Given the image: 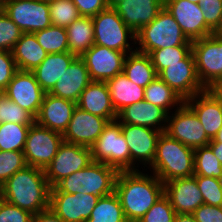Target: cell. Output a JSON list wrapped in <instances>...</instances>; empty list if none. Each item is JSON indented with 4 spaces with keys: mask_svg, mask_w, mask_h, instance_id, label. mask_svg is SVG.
<instances>
[{
    "mask_svg": "<svg viewBox=\"0 0 222 222\" xmlns=\"http://www.w3.org/2000/svg\"><path fill=\"white\" fill-rule=\"evenodd\" d=\"M128 222H137L164 194V183L139 170L118 172L115 190Z\"/></svg>",
    "mask_w": 222,
    "mask_h": 222,
    "instance_id": "6da1fadb",
    "label": "cell"
},
{
    "mask_svg": "<svg viewBox=\"0 0 222 222\" xmlns=\"http://www.w3.org/2000/svg\"><path fill=\"white\" fill-rule=\"evenodd\" d=\"M6 202L32 214L49 209L50 189L44 169L26 166L3 185Z\"/></svg>",
    "mask_w": 222,
    "mask_h": 222,
    "instance_id": "7a4b0ae2",
    "label": "cell"
},
{
    "mask_svg": "<svg viewBox=\"0 0 222 222\" xmlns=\"http://www.w3.org/2000/svg\"><path fill=\"white\" fill-rule=\"evenodd\" d=\"M163 183L194 175V149L162 132L157 141L155 158L150 166Z\"/></svg>",
    "mask_w": 222,
    "mask_h": 222,
    "instance_id": "3957f363",
    "label": "cell"
},
{
    "mask_svg": "<svg viewBox=\"0 0 222 222\" xmlns=\"http://www.w3.org/2000/svg\"><path fill=\"white\" fill-rule=\"evenodd\" d=\"M117 175L115 168L92 161L87 167L60 180L55 187L68 194L85 192L102 197L114 192Z\"/></svg>",
    "mask_w": 222,
    "mask_h": 222,
    "instance_id": "277c9868",
    "label": "cell"
},
{
    "mask_svg": "<svg viewBox=\"0 0 222 222\" xmlns=\"http://www.w3.org/2000/svg\"><path fill=\"white\" fill-rule=\"evenodd\" d=\"M136 43L140 47L135 49L145 54H150L153 50L160 48L192 45L165 7L151 23L136 32Z\"/></svg>",
    "mask_w": 222,
    "mask_h": 222,
    "instance_id": "5b68a950",
    "label": "cell"
},
{
    "mask_svg": "<svg viewBox=\"0 0 222 222\" xmlns=\"http://www.w3.org/2000/svg\"><path fill=\"white\" fill-rule=\"evenodd\" d=\"M90 148L94 162L104 163L118 172L131 171L130 150L117 119L108 122Z\"/></svg>",
    "mask_w": 222,
    "mask_h": 222,
    "instance_id": "8992f818",
    "label": "cell"
},
{
    "mask_svg": "<svg viewBox=\"0 0 222 222\" xmlns=\"http://www.w3.org/2000/svg\"><path fill=\"white\" fill-rule=\"evenodd\" d=\"M94 27V44L109 49L132 53L136 49L130 47L128 40L136 44V33L129 28L114 8H106L92 17Z\"/></svg>",
    "mask_w": 222,
    "mask_h": 222,
    "instance_id": "52a82bcc",
    "label": "cell"
},
{
    "mask_svg": "<svg viewBox=\"0 0 222 222\" xmlns=\"http://www.w3.org/2000/svg\"><path fill=\"white\" fill-rule=\"evenodd\" d=\"M199 81L208 89L222 82V36L219 33L192 41Z\"/></svg>",
    "mask_w": 222,
    "mask_h": 222,
    "instance_id": "ba28073f",
    "label": "cell"
},
{
    "mask_svg": "<svg viewBox=\"0 0 222 222\" xmlns=\"http://www.w3.org/2000/svg\"><path fill=\"white\" fill-rule=\"evenodd\" d=\"M63 141L62 133L40 126L36 122L32 124L23 149L27 166L45 169Z\"/></svg>",
    "mask_w": 222,
    "mask_h": 222,
    "instance_id": "9c48e42d",
    "label": "cell"
},
{
    "mask_svg": "<svg viewBox=\"0 0 222 222\" xmlns=\"http://www.w3.org/2000/svg\"><path fill=\"white\" fill-rule=\"evenodd\" d=\"M1 9L23 33H35L51 25L49 2L43 0H5Z\"/></svg>",
    "mask_w": 222,
    "mask_h": 222,
    "instance_id": "30bf717a",
    "label": "cell"
},
{
    "mask_svg": "<svg viewBox=\"0 0 222 222\" xmlns=\"http://www.w3.org/2000/svg\"><path fill=\"white\" fill-rule=\"evenodd\" d=\"M91 148L63 141L51 163L44 169L50 187L92 162Z\"/></svg>",
    "mask_w": 222,
    "mask_h": 222,
    "instance_id": "8fae6325",
    "label": "cell"
},
{
    "mask_svg": "<svg viewBox=\"0 0 222 222\" xmlns=\"http://www.w3.org/2000/svg\"><path fill=\"white\" fill-rule=\"evenodd\" d=\"M165 133L192 149L207 146L211 141L196 114L185 103L168 115Z\"/></svg>",
    "mask_w": 222,
    "mask_h": 222,
    "instance_id": "7c38bea8",
    "label": "cell"
},
{
    "mask_svg": "<svg viewBox=\"0 0 222 222\" xmlns=\"http://www.w3.org/2000/svg\"><path fill=\"white\" fill-rule=\"evenodd\" d=\"M100 196L88 193L68 194L55 186L50 189L49 208L64 222H84L89 219Z\"/></svg>",
    "mask_w": 222,
    "mask_h": 222,
    "instance_id": "4fadbf2b",
    "label": "cell"
},
{
    "mask_svg": "<svg viewBox=\"0 0 222 222\" xmlns=\"http://www.w3.org/2000/svg\"><path fill=\"white\" fill-rule=\"evenodd\" d=\"M158 77L184 101L206 90L199 81L192 51L180 63L171 64L163 69Z\"/></svg>",
    "mask_w": 222,
    "mask_h": 222,
    "instance_id": "5bb4252c",
    "label": "cell"
},
{
    "mask_svg": "<svg viewBox=\"0 0 222 222\" xmlns=\"http://www.w3.org/2000/svg\"><path fill=\"white\" fill-rule=\"evenodd\" d=\"M2 94L36 118L43 102L45 91L36 81L32 71L17 70Z\"/></svg>",
    "mask_w": 222,
    "mask_h": 222,
    "instance_id": "9a60e30c",
    "label": "cell"
},
{
    "mask_svg": "<svg viewBox=\"0 0 222 222\" xmlns=\"http://www.w3.org/2000/svg\"><path fill=\"white\" fill-rule=\"evenodd\" d=\"M122 134L128 144L131 155V171L138 170L135 162H141L144 167L152 165L155 158L157 141L162 131L146 126L120 123Z\"/></svg>",
    "mask_w": 222,
    "mask_h": 222,
    "instance_id": "2e32d148",
    "label": "cell"
},
{
    "mask_svg": "<svg viewBox=\"0 0 222 222\" xmlns=\"http://www.w3.org/2000/svg\"><path fill=\"white\" fill-rule=\"evenodd\" d=\"M164 7L174 17L189 41H195L215 32L205 23L200 4L188 0H164Z\"/></svg>",
    "mask_w": 222,
    "mask_h": 222,
    "instance_id": "e0dca14e",
    "label": "cell"
},
{
    "mask_svg": "<svg viewBox=\"0 0 222 222\" xmlns=\"http://www.w3.org/2000/svg\"><path fill=\"white\" fill-rule=\"evenodd\" d=\"M127 54L94 44L80 58L85 62L92 81L106 82L123 72Z\"/></svg>",
    "mask_w": 222,
    "mask_h": 222,
    "instance_id": "ac0fdd59",
    "label": "cell"
},
{
    "mask_svg": "<svg viewBox=\"0 0 222 222\" xmlns=\"http://www.w3.org/2000/svg\"><path fill=\"white\" fill-rule=\"evenodd\" d=\"M108 120L75 107L67 129L62 134L65 142L91 147L102 134Z\"/></svg>",
    "mask_w": 222,
    "mask_h": 222,
    "instance_id": "d6986e66",
    "label": "cell"
},
{
    "mask_svg": "<svg viewBox=\"0 0 222 222\" xmlns=\"http://www.w3.org/2000/svg\"><path fill=\"white\" fill-rule=\"evenodd\" d=\"M164 194L176 214H192L204 200L194 176L172 179L164 183Z\"/></svg>",
    "mask_w": 222,
    "mask_h": 222,
    "instance_id": "ffe728a7",
    "label": "cell"
},
{
    "mask_svg": "<svg viewBox=\"0 0 222 222\" xmlns=\"http://www.w3.org/2000/svg\"><path fill=\"white\" fill-rule=\"evenodd\" d=\"M76 106L73 101L45 93L35 122L40 126L63 134Z\"/></svg>",
    "mask_w": 222,
    "mask_h": 222,
    "instance_id": "44dd1931",
    "label": "cell"
},
{
    "mask_svg": "<svg viewBox=\"0 0 222 222\" xmlns=\"http://www.w3.org/2000/svg\"><path fill=\"white\" fill-rule=\"evenodd\" d=\"M184 103L196 114L206 135L212 140L222 128V107L217 98L206 89Z\"/></svg>",
    "mask_w": 222,
    "mask_h": 222,
    "instance_id": "7402d4cb",
    "label": "cell"
},
{
    "mask_svg": "<svg viewBox=\"0 0 222 222\" xmlns=\"http://www.w3.org/2000/svg\"><path fill=\"white\" fill-rule=\"evenodd\" d=\"M168 115L169 113L166 110L143 100L120 110L117 113V120L122 124L146 126L165 132Z\"/></svg>",
    "mask_w": 222,
    "mask_h": 222,
    "instance_id": "603a6c76",
    "label": "cell"
},
{
    "mask_svg": "<svg viewBox=\"0 0 222 222\" xmlns=\"http://www.w3.org/2000/svg\"><path fill=\"white\" fill-rule=\"evenodd\" d=\"M164 8V0H124L114 9L135 33L151 23Z\"/></svg>",
    "mask_w": 222,
    "mask_h": 222,
    "instance_id": "cb8c5ba5",
    "label": "cell"
},
{
    "mask_svg": "<svg viewBox=\"0 0 222 222\" xmlns=\"http://www.w3.org/2000/svg\"><path fill=\"white\" fill-rule=\"evenodd\" d=\"M91 82L85 62L77 57L49 93L77 103L81 93Z\"/></svg>",
    "mask_w": 222,
    "mask_h": 222,
    "instance_id": "d4e9b609",
    "label": "cell"
},
{
    "mask_svg": "<svg viewBox=\"0 0 222 222\" xmlns=\"http://www.w3.org/2000/svg\"><path fill=\"white\" fill-rule=\"evenodd\" d=\"M76 105L109 122L117 119L106 82L92 81L81 93Z\"/></svg>",
    "mask_w": 222,
    "mask_h": 222,
    "instance_id": "484cf974",
    "label": "cell"
},
{
    "mask_svg": "<svg viewBox=\"0 0 222 222\" xmlns=\"http://www.w3.org/2000/svg\"><path fill=\"white\" fill-rule=\"evenodd\" d=\"M77 58L70 52L47 54L46 58L32 72L40 87L49 93L70 64Z\"/></svg>",
    "mask_w": 222,
    "mask_h": 222,
    "instance_id": "4316f807",
    "label": "cell"
},
{
    "mask_svg": "<svg viewBox=\"0 0 222 222\" xmlns=\"http://www.w3.org/2000/svg\"><path fill=\"white\" fill-rule=\"evenodd\" d=\"M106 84L116 113L128 105L144 100L145 88L130 81L123 72L107 80Z\"/></svg>",
    "mask_w": 222,
    "mask_h": 222,
    "instance_id": "83f0119b",
    "label": "cell"
},
{
    "mask_svg": "<svg viewBox=\"0 0 222 222\" xmlns=\"http://www.w3.org/2000/svg\"><path fill=\"white\" fill-rule=\"evenodd\" d=\"M11 53L17 70L22 71H33L47 56L34 33H23Z\"/></svg>",
    "mask_w": 222,
    "mask_h": 222,
    "instance_id": "f1b7e54d",
    "label": "cell"
},
{
    "mask_svg": "<svg viewBox=\"0 0 222 222\" xmlns=\"http://www.w3.org/2000/svg\"><path fill=\"white\" fill-rule=\"evenodd\" d=\"M123 73L130 81L143 88L158 77L149 54L137 50L127 54Z\"/></svg>",
    "mask_w": 222,
    "mask_h": 222,
    "instance_id": "f546056e",
    "label": "cell"
},
{
    "mask_svg": "<svg viewBox=\"0 0 222 222\" xmlns=\"http://www.w3.org/2000/svg\"><path fill=\"white\" fill-rule=\"evenodd\" d=\"M69 52L81 57L94 45L92 17L80 16L66 27Z\"/></svg>",
    "mask_w": 222,
    "mask_h": 222,
    "instance_id": "4dcf8cb0",
    "label": "cell"
},
{
    "mask_svg": "<svg viewBox=\"0 0 222 222\" xmlns=\"http://www.w3.org/2000/svg\"><path fill=\"white\" fill-rule=\"evenodd\" d=\"M144 100L161 107L168 113L173 107L179 108L184 103V100L159 77L145 87Z\"/></svg>",
    "mask_w": 222,
    "mask_h": 222,
    "instance_id": "1f68e13d",
    "label": "cell"
},
{
    "mask_svg": "<svg viewBox=\"0 0 222 222\" xmlns=\"http://www.w3.org/2000/svg\"><path fill=\"white\" fill-rule=\"evenodd\" d=\"M84 222H128L115 192L99 198L89 219Z\"/></svg>",
    "mask_w": 222,
    "mask_h": 222,
    "instance_id": "d6a6232c",
    "label": "cell"
},
{
    "mask_svg": "<svg viewBox=\"0 0 222 222\" xmlns=\"http://www.w3.org/2000/svg\"><path fill=\"white\" fill-rule=\"evenodd\" d=\"M34 34L37 42L47 54L69 52L66 28L51 24Z\"/></svg>",
    "mask_w": 222,
    "mask_h": 222,
    "instance_id": "836d02e7",
    "label": "cell"
},
{
    "mask_svg": "<svg viewBox=\"0 0 222 222\" xmlns=\"http://www.w3.org/2000/svg\"><path fill=\"white\" fill-rule=\"evenodd\" d=\"M30 126L3 122L0 125V151H23Z\"/></svg>",
    "mask_w": 222,
    "mask_h": 222,
    "instance_id": "e575fe53",
    "label": "cell"
},
{
    "mask_svg": "<svg viewBox=\"0 0 222 222\" xmlns=\"http://www.w3.org/2000/svg\"><path fill=\"white\" fill-rule=\"evenodd\" d=\"M222 164L207 146L194 149V175L219 178Z\"/></svg>",
    "mask_w": 222,
    "mask_h": 222,
    "instance_id": "d590c367",
    "label": "cell"
},
{
    "mask_svg": "<svg viewBox=\"0 0 222 222\" xmlns=\"http://www.w3.org/2000/svg\"><path fill=\"white\" fill-rule=\"evenodd\" d=\"M191 51L192 45H181L153 50L149 56L157 74H159L171 64L180 63Z\"/></svg>",
    "mask_w": 222,
    "mask_h": 222,
    "instance_id": "8d00e7d4",
    "label": "cell"
},
{
    "mask_svg": "<svg viewBox=\"0 0 222 222\" xmlns=\"http://www.w3.org/2000/svg\"><path fill=\"white\" fill-rule=\"evenodd\" d=\"M49 13L51 24L63 28H66L80 17L78 9L71 0L49 2Z\"/></svg>",
    "mask_w": 222,
    "mask_h": 222,
    "instance_id": "74e56055",
    "label": "cell"
},
{
    "mask_svg": "<svg viewBox=\"0 0 222 222\" xmlns=\"http://www.w3.org/2000/svg\"><path fill=\"white\" fill-rule=\"evenodd\" d=\"M0 118L2 123L8 122L23 125H32L35 123V117L30 112L21 108L2 93H0Z\"/></svg>",
    "mask_w": 222,
    "mask_h": 222,
    "instance_id": "f35d334b",
    "label": "cell"
},
{
    "mask_svg": "<svg viewBox=\"0 0 222 222\" xmlns=\"http://www.w3.org/2000/svg\"><path fill=\"white\" fill-rule=\"evenodd\" d=\"M26 166L23 151H0V185Z\"/></svg>",
    "mask_w": 222,
    "mask_h": 222,
    "instance_id": "ab89813d",
    "label": "cell"
},
{
    "mask_svg": "<svg viewBox=\"0 0 222 222\" xmlns=\"http://www.w3.org/2000/svg\"><path fill=\"white\" fill-rule=\"evenodd\" d=\"M23 31L0 9V50L11 52Z\"/></svg>",
    "mask_w": 222,
    "mask_h": 222,
    "instance_id": "60d3db41",
    "label": "cell"
},
{
    "mask_svg": "<svg viewBox=\"0 0 222 222\" xmlns=\"http://www.w3.org/2000/svg\"><path fill=\"white\" fill-rule=\"evenodd\" d=\"M175 216L169 198L163 194L137 222H174Z\"/></svg>",
    "mask_w": 222,
    "mask_h": 222,
    "instance_id": "b9f144b4",
    "label": "cell"
},
{
    "mask_svg": "<svg viewBox=\"0 0 222 222\" xmlns=\"http://www.w3.org/2000/svg\"><path fill=\"white\" fill-rule=\"evenodd\" d=\"M205 204L222 206V188L218 178L193 175Z\"/></svg>",
    "mask_w": 222,
    "mask_h": 222,
    "instance_id": "7bdbcfd3",
    "label": "cell"
},
{
    "mask_svg": "<svg viewBox=\"0 0 222 222\" xmlns=\"http://www.w3.org/2000/svg\"><path fill=\"white\" fill-rule=\"evenodd\" d=\"M200 7L205 23L218 33L222 29V0H201Z\"/></svg>",
    "mask_w": 222,
    "mask_h": 222,
    "instance_id": "ee69618b",
    "label": "cell"
},
{
    "mask_svg": "<svg viewBox=\"0 0 222 222\" xmlns=\"http://www.w3.org/2000/svg\"><path fill=\"white\" fill-rule=\"evenodd\" d=\"M17 67L11 52L0 50V93H2L12 80Z\"/></svg>",
    "mask_w": 222,
    "mask_h": 222,
    "instance_id": "f6af8a7d",
    "label": "cell"
},
{
    "mask_svg": "<svg viewBox=\"0 0 222 222\" xmlns=\"http://www.w3.org/2000/svg\"><path fill=\"white\" fill-rule=\"evenodd\" d=\"M32 217L31 212L6 201L0 208V222H32Z\"/></svg>",
    "mask_w": 222,
    "mask_h": 222,
    "instance_id": "bcb514c9",
    "label": "cell"
},
{
    "mask_svg": "<svg viewBox=\"0 0 222 222\" xmlns=\"http://www.w3.org/2000/svg\"><path fill=\"white\" fill-rule=\"evenodd\" d=\"M80 16L94 17L99 12L108 8L106 0H71Z\"/></svg>",
    "mask_w": 222,
    "mask_h": 222,
    "instance_id": "7dc6e473",
    "label": "cell"
},
{
    "mask_svg": "<svg viewBox=\"0 0 222 222\" xmlns=\"http://www.w3.org/2000/svg\"><path fill=\"white\" fill-rule=\"evenodd\" d=\"M197 222H222V206L200 205L193 213Z\"/></svg>",
    "mask_w": 222,
    "mask_h": 222,
    "instance_id": "c3c4849f",
    "label": "cell"
},
{
    "mask_svg": "<svg viewBox=\"0 0 222 222\" xmlns=\"http://www.w3.org/2000/svg\"><path fill=\"white\" fill-rule=\"evenodd\" d=\"M32 222H64L50 208L33 214Z\"/></svg>",
    "mask_w": 222,
    "mask_h": 222,
    "instance_id": "681fc988",
    "label": "cell"
},
{
    "mask_svg": "<svg viewBox=\"0 0 222 222\" xmlns=\"http://www.w3.org/2000/svg\"><path fill=\"white\" fill-rule=\"evenodd\" d=\"M208 146L212 149V152L222 164V143L221 142H209Z\"/></svg>",
    "mask_w": 222,
    "mask_h": 222,
    "instance_id": "f907efd6",
    "label": "cell"
},
{
    "mask_svg": "<svg viewBox=\"0 0 222 222\" xmlns=\"http://www.w3.org/2000/svg\"><path fill=\"white\" fill-rule=\"evenodd\" d=\"M208 90L217 98L222 107V82L210 86Z\"/></svg>",
    "mask_w": 222,
    "mask_h": 222,
    "instance_id": "816d5d0a",
    "label": "cell"
},
{
    "mask_svg": "<svg viewBox=\"0 0 222 222\" xmlns=\"http://www.w3.org/2000/svg\"><path fill=\"white\" fill-rule=\"evenodd\" d=\"M174 222H197L193 214H176Z\"/></svg>",
    "mask_w": 222,
    "mask_h": 222,
    "instance_id": "f5cc1de1",
    "label": "cell"
},
{
    "mask_svg": "<svg viewBox=\"0 0 222 222\" xmlns=\"http://www.w3.org/2000/svg\"><path fill=\"white\" fill-rule=\"evenodd\" d=\"M210 142H221L222 143V128L218 131L216 136Z\"/></svg>",
    "mask_w": 222,
    "mask_h": 222,
    "instance_id": "db71d44e",
    "label": "cell"
},
{
    "mask_svg": "<svg viewBox=\"0 0 222 222\" xmlns=\"http://www.w3.org/2000/svg\"><path fill=\"white\" fill-rule=\"evenodd\" d=\"M106 1H107L108 7L114 8L117 4H119L120 2L124 0H106Z\"/></svg>",
    "mask_w": 222,
    "mask_h": 222,
    "instance_id": "11a10c76",
    "label": "cell"
},
{
    "mask_svg": "<svg viewBox=\"0 0 222 222\" xmlns=\"http://www.w3.org/2000/svg\"><path fill=\"white\" fill-rule=\"evenodd\" d=\"M5 201H6V199L4 196L3 186L0 185V208L2 207V205L4 204Z\"/></svg>",
    "mask_w": 222,
    "mask_h": 222,
    "instance_id": "9f6ffc18",
    "label": "cell"
},
{
    "mask_svg": "<svg viewBox=\"0 0 222 222\" xmlns=\"http://www.w3.org/2000/svg\"><path fill=\"white\" fill-rule=\"evenodd\" d=\"M218 181H219V184H220V186H221V188H222V174H221L220 177L218 178Z\"/></svg>",
    "mask_w": 222,
    "mask_h": 222,
    "instance_id": "6f0895ef",
    "label": "cell"
},
{
    "mask_svg": "<svg viewBox=\"0 0 222 222\" xmlns=\"http://www.w3.org/2000/svg\"><path fill=\"white\" fill-rule=\"evenodd\" d=\"M190 2H193V3H197V4H200L201 0H188Z\"/></svg>",
    "mask_w": 222,
    "mask_h": 222,
    "instance_id": "680465c9",
    "label": "cell"
},
{
    "mask_svg": "<svg viewBox=\"0 0 222 222\" xmlns=\"http://www.w3.org/2000/svg\"><path fill=\"white\" fill-rule=\"evenodd\" d=\"M4 1L5 0H0V9L3 7Z\"/></svg>",
    "mask_w": 222,
    "mask_h": 222,
    "instance_id": "91938a15",
    "label": "cell"
},
{
    "mask_svg": "<svg viewBox=\"0 0 222 222\" xmlns=\"http://www.w3.org/2000/svg\"><path fill=\"white\" fill-rule=\"evenodd\" d=\"M43 1H46V2H51V1H54V0H43Z\"/></svg>",
    "mask_w": 222,
    "mask_h": 222,
    "instance_id": "94428289",
    "label": "cell"
},
{
    "mask_svg": "<svg viewBox=\"0 0 222 222\" xmlns=\"http://www.w3.org/2000/svg\"><path fill=\"white\" fill-rule=\"evenodd\" d=\"M218 33L222 36V29Z\"/></svg>",
    "mask_w": 222,
    "mask_h": 222,
    "instance_id": "6125c7cd",
    "label": "cell"
}]
</instances>
